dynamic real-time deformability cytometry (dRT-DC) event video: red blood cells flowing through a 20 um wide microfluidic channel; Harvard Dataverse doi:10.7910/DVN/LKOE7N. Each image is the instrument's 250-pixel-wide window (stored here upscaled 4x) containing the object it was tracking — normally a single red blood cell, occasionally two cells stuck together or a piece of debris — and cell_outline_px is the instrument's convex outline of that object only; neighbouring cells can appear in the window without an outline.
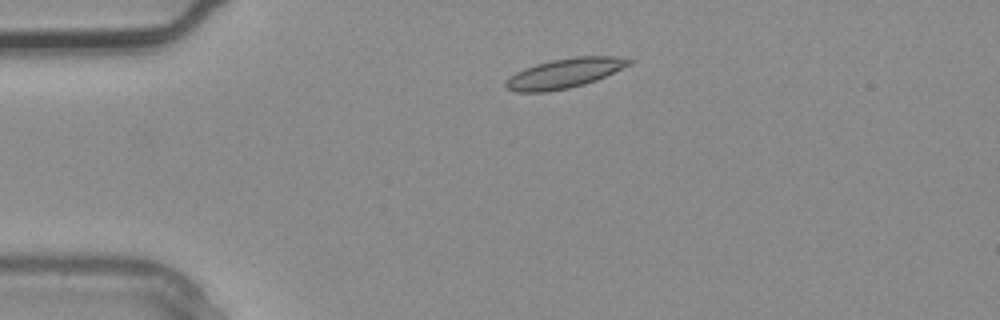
{"species": "common noctule bat (a hibernating species)", "species_latin": "Nyctalus noctula", "temperature_condition": "warm", "stored_images_in_passage": 2, "camera_frame_rate_fps": 3000, "um_per_image_px": 0.085, "animal": {"sex": "male", "body_mass_g": 20.4}, "frame": {"image": 1, "passage_image": 2, "time_ms": 0.333, "image_size_px": [1000, 320], "cell_outline_px": [[636, 60], [632, 64], [596, 80], [584, 84], [568, 88], [548, 92], [516, 92], [508, 88], [504, 84], [508, 76], [524, 68], [536, 64], [552, 60], [576, 56], [616, 56]], "centroid_in_image_um": [48.0, 6.22], "position_along_channel_um": 37.0, "area_um2": 21.39}}